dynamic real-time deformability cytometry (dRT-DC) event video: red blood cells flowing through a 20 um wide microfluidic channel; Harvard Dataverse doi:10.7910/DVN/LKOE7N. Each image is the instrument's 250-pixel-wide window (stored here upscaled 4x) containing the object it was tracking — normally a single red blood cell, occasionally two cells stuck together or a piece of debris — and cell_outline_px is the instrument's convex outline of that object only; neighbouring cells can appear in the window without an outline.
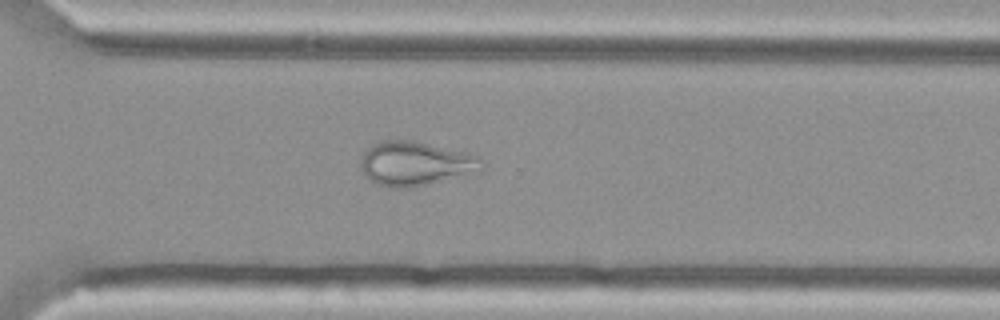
{"species": "Egyptian fruit bat (a non-hibernating species)", "species_latin": "Rousettus aegyptiacus", "temperature_condition": "cold", "stored_images_in_passage": 41, "camera_frame_rate_fps": 3000, "um_per_image_px": 0.085, "animal": {"sex": "female"}, "frame": {"image": 1, "passage_image": 28, "time_ms": 9.0, "image_size_px": [1000, 320], "cell_outline_px": [[484, 168], [480, 172], [408, 188], [388, 188], [376, 184], [368, 180], [364, 176], [360, 164], [360, 156], [372, 144], [384, 140], [412, 140], [464, 152], [480, 156], [484, 160]], "centroid_in_image_um": [35.3, 13.91], "position_along_channel_um": 335.3, "area_um2": 31.56}}
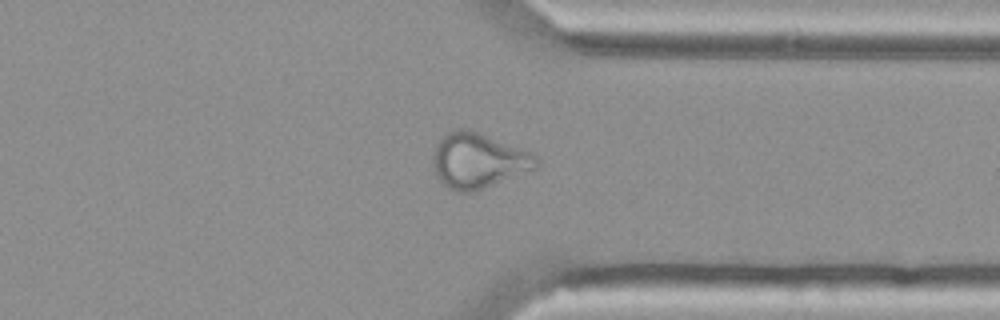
{"frame": {"image": 2, "passage_image": 31, "time_ms": 10.0, "image_size_px": [1000, 320], "cell_outline_px": [[540, 164], [536, 168], [476, 192], [460, 192], [448, 188], [436, 176], [432, 168], [432, 156], [436, 144], [448, 132], [456, 128], [464, 128], [476, 132], [532, 152], [540, 160]], "centroid_in_image_um": [40.64, 13.67], "position_along_channel_um": 370.8, "area_um2": 33.29}}
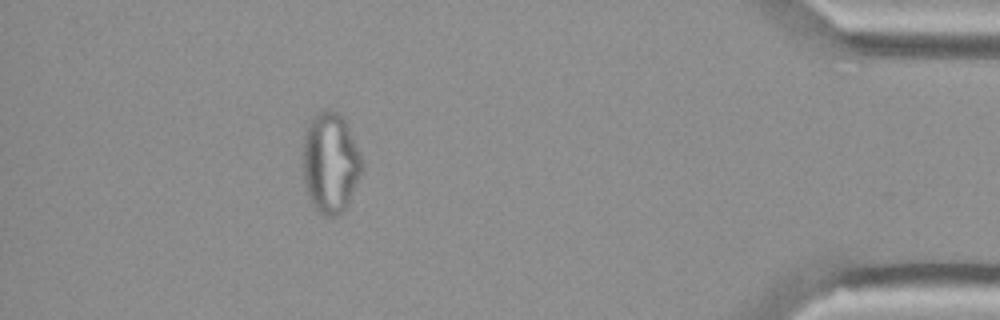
{"frame": {"image": 3, "passage_image": 38, "time_ms": 12.333, "image_size_px": [1000, 320], "cell_outline_px": [[364, 168], [348, 204], [344, 212], [336, 216], [324, 216], [312, 204], [308, 196], [304, 184], [304, 132], [312, 120], [320, 112], [336, 112], [344, 116], [360, 152], [364, 164]], "centroid_in_image_um": [28.13, 13.88], "position_along_channel_um": 407.1, "area_um2": 34.51}}